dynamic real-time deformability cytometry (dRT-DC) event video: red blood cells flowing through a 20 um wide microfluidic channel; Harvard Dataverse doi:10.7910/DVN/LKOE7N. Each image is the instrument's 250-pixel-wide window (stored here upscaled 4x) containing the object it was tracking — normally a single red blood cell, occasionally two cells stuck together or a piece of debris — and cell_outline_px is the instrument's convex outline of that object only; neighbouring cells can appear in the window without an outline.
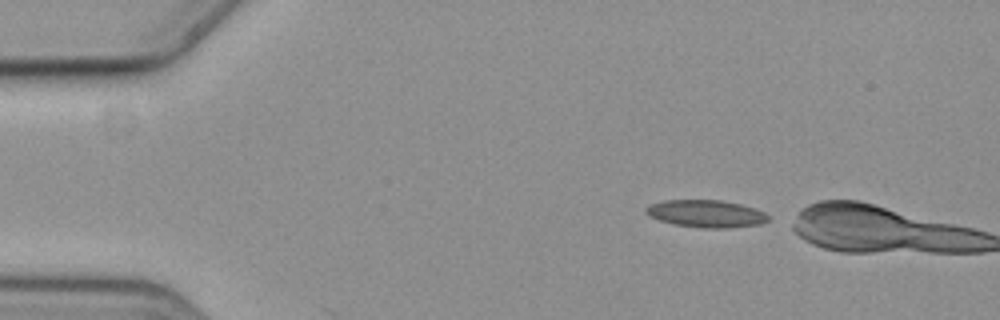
{"species": "common noctule bat (a hibernating species)", "species_latin": "Nyctalus noctula", "temperature_condition": "cold", "stored_images_in_passage": 2, "camera_frame_rate_fps": 3000, "um_per_image_px": 0.085, "animal": {"sex": "female", "body_mass_g": 19.3, "forearm_length_mm": 54.1}, "frame": {"image": 1, "passage_image": 1, "time_ms": 0.0, "image_size_px": [1000, 320], "cell_outline_px": [[768, 220], [760, 224], [728, 228], [700, 228], [672, 224], [648, 216], [644, 212], [644, 208], [648, 204], [664, 200], [720, 200], [740, 204], [756, 208], [764, 212], [768, 216]], "centroid_in_image_um": [59.97, 18.16], "position_along_channel_um": 25.0, "area_um2": 19.71}}